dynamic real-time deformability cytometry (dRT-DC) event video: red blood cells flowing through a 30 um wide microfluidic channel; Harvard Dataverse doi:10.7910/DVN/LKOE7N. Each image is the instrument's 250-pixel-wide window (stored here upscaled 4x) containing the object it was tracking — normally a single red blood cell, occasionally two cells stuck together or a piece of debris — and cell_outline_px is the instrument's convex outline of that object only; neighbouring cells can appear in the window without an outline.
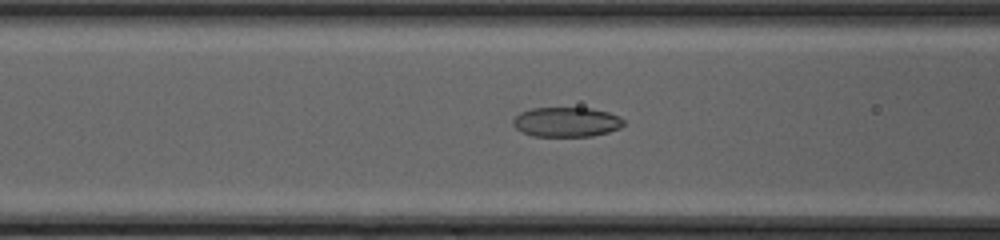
{"species": "common noctule bat (a hibernating species)", "species_latin": "Nyctalus noctula", "temperature_condition": "cold", "stored_images_in_passage": 51, "camera_frame_rate_fps": 3000, "um_per_image_px": 0.085, "animal": {"sex": "female", "body_mass_g": 20.0, "forearm_length_mm": 54.0}, "frame": {"image": 1, "passage_image": 23, "time_ms": 7.333, "image_size_px": [1000, 240], "cell_outline_px": [[624, 124], [620, 128], [608, 132], [592, 136], [532, 136], [520, 132], [512, 124], [512, 120], [520, 112], [532, 108], [592, 108], [608, 112], [620, 116], [624, 120]], "centroid_in_image_um": [48.14, 10.37], "position_along_channel_um": 118.5, "area_um2": 19.31}}
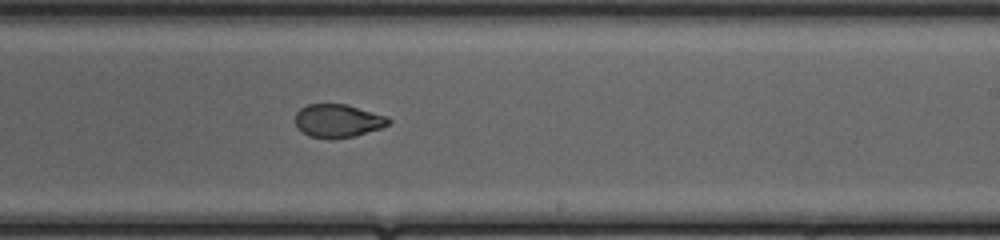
{"frame": {"image": 2, "passage_image": 33, "time_ms": 10.667, "image_size_px": [1000, 240], "cell_outline_px": [[392, 120], [388, 124], [380, 128], [352, 136], [308, 136], [296, 128], [296, 112], [300, 108], [308, 104], [348, 104], [388, 116]], "centroid_in_image_um": [28.72, 10.21], "position_along_channel_um": 260.3, "area_um2": 17.63}}
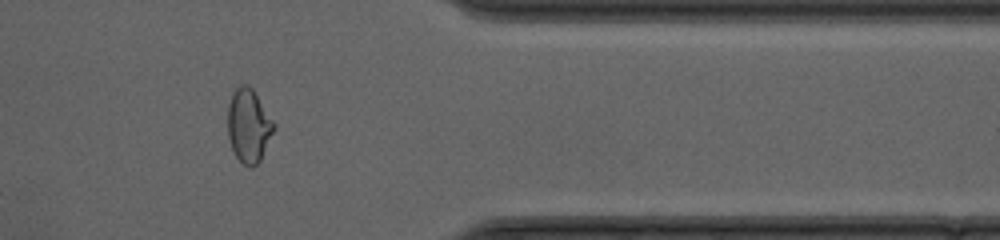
{"frame": {"image": 3, "passage_image": 43, "time_ms": 14.0, "image_size_px": [1000, 240], "cell_outline_px": [[276, 128], [260, 160], [252, 168], [248, 168], [236, 156], [232, 148], [228, 136], [228, 104], [232, 92], [240, 84], [248, 84], [252, 88], [276, 124]], "centroid_in_image_um": [21.14, 10.67], "position_along_channel_um": 390.3, "area_um2": 19.88}, "authors_computed_cell_mechanics": {"area_um2": 20.3456, "velocity_mm_per_s": 4.2578, "shape_relaxation_time_tau1_ms": null, "shape_relaxation_time_tau2_ms": 1.1047, "deformation_change_tau1": null, "deformation_change_tau2": 0.0665}}